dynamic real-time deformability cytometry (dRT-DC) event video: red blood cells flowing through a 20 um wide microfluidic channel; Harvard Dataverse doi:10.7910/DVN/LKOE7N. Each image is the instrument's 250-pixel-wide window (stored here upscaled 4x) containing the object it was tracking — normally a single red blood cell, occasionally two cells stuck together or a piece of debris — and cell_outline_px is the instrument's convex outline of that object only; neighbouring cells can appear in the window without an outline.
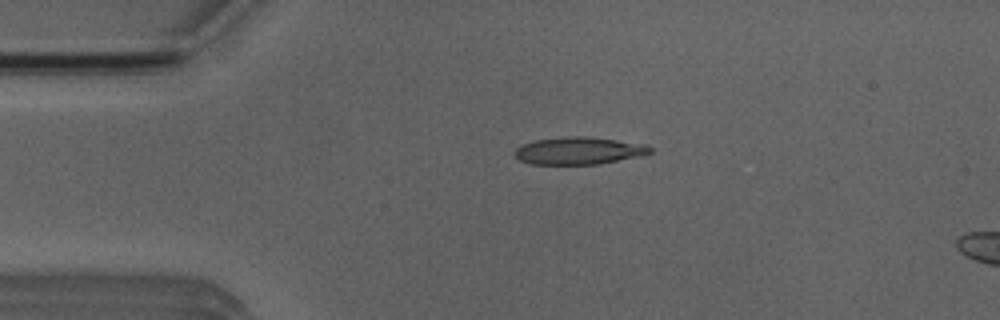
{"species": "Egyptian fruit bat (a non-hibernating species)", "species_latin": "Rousettus aegyptiacus", "temperature_condition": "room temperature", "stored_images_in_passage": 2, "camera_frame_rate_fps": 3000, "um_per_image_px": 0.085, "animal": {"sex": "male"}, "frame": {"image": 1, "passage_image": 1, "time_ms": 0.0, "image_size_px": [1000, 320], "cell_outline_px": [[652, 152], [640, 156], [596, 164], [532, 164], [520, 160], [512, 152], [516, 148], [532, 140], [564, 136], [584, 136], [648, 144], [652, 148]], "centroid_in_image_um": [49.19, 12.8], "position_along_channel_um": 35.8, "area_um2": 21.62}}